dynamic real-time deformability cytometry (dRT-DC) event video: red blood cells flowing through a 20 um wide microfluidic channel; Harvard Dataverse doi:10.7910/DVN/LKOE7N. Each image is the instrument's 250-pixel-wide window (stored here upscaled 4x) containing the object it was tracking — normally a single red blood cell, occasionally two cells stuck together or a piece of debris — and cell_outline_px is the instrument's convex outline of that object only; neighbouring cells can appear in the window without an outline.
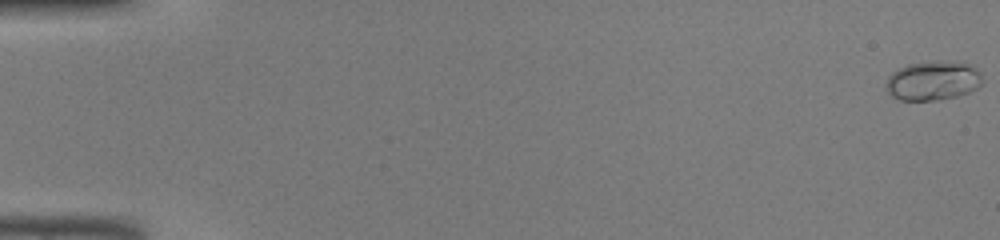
{"species": "common noctule bat (a hibernating species)", "species_latin": "Nyctalus noctula", "temperature_condition": "warm", "stored_images_in_passage": 43, "camera_frame_rate_fps": 3000, "um_per_image_px": 0.085, "animal": {"sex": "male", "body_mass_g": 19.0, "forearm_length_mm": 50.8}, "frame": {"image": 1, "passage_image": 1, "time_ms": 0.0, "image_size_px": [1000, 240], "cell_outline_px": [[980, 84], [976, 88], [968, 92], [956, 96], [940, 100], [900, 100], [892, 96], [884, 88], [888, 76], [892, 72], [908, 64], [956, 60], [972, 64], [980, 72]], "centroid_in_image_um": [79.28, 6.85], "position_along_channel_um": 5.7, "area_um2": 22.08}}
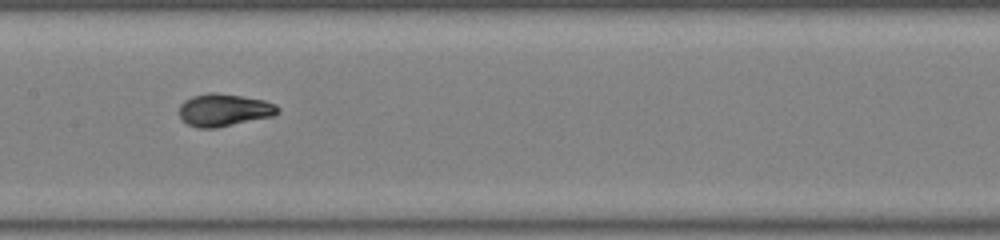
{"frame": {"image": 2, "passage_image": 25, "time_ms": 8.0, "image_size_px": [1000, 240], "cell_outline_px": [[280, 112], [272, 116], [216, 128], [196, 128], [188, 124], [180, 116], [180, 104], [184, 100], [192, 96], [208, 92], [216, 92], [264, 100], [276, 104], [280, 108]], "centroid_in_image_um": [19.04, 9.34], "position_along_channel_um": 188.4, "area_um2": 18.67}}
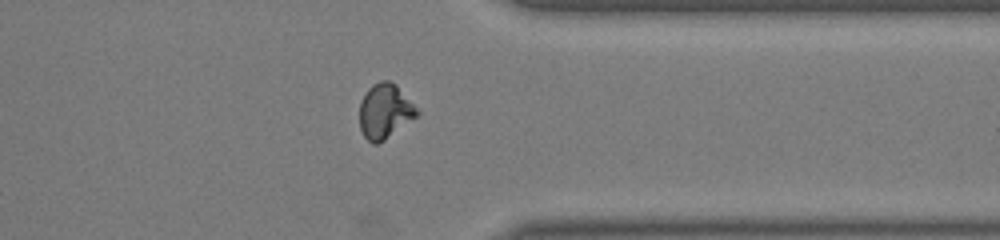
{"frame": {"image": 3, "passage_image": 38, "time_ms": 12.333, "image_size_px": [1000, 240], "cell_outline_px": [[420, 116], [384, 140], [376, 144], [372, 144], [364, 136], [360, 128], [360, 104], [368, 88], [372, 84], [380, 80], [388, 80], [396, 84], [420, 112]], "centroid_in_image_um": [32.74, 9.46], "position_along_channel_um": 378.7, "area_um2": 18.44}}